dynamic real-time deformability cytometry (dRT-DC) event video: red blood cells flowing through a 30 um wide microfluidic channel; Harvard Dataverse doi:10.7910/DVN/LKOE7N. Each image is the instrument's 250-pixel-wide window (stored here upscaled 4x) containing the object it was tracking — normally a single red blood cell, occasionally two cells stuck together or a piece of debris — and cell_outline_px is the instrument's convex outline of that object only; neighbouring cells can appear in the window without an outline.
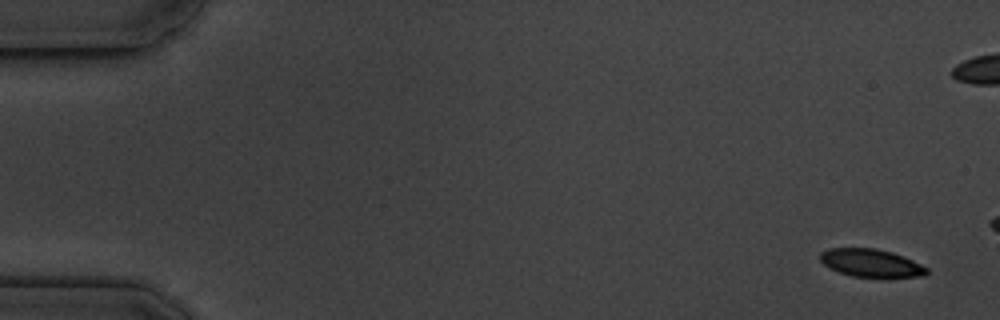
{"species": "common noctule bat (a hibernating species)", "species_latin": "Nyctalus noctula", "temperature_condition": "cold", "stored_images_in_passage": 4, "camera_frame_rate_fps": 3000, "um_per_image_px": 0.085, "animal": {"sex": "male", "body_mass_g": 19.5, "forearm_length_mm": 54.6}, "frame": {"image": 1, "passage_image": 1, "time_ms": 0.0, "image_size_px": [1000, 320], "cell_outline_px": [[928, 272], [924, 276], [852, 276], [828, 268], [820, 260], [820, 252], [828, 248], [876, 248], [892, 252], [904, 256], [928, 268]], "centroid_in_image_um": [74.0, 22.33], "position_along_channel_um": 11.0, "area_um2": 17.11}}